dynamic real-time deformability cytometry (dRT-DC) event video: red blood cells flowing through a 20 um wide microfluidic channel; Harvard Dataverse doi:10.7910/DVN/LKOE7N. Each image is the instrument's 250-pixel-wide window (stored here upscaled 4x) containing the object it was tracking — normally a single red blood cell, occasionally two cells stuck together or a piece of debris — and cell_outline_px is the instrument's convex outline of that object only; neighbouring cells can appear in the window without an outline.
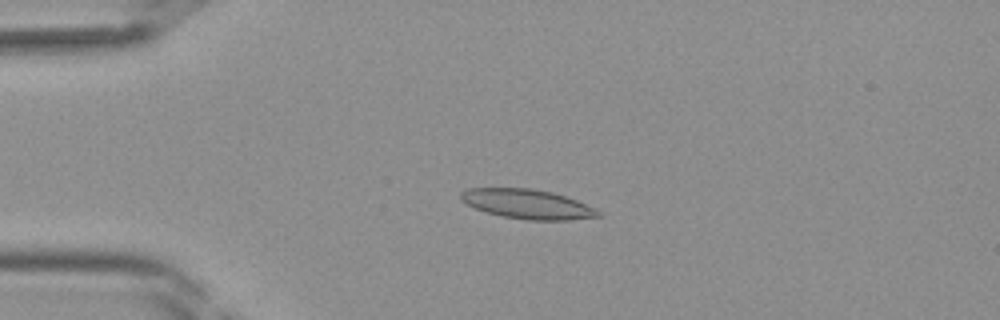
{"species": "Egyptian fruit bat (a non-hibernating species)", "species_latin": "Rousettus aegyptiacus", "temperature_condition": "room temperature", "stored_images_in_passage": 32, "camera_frame_rate_fps": 3000, "um_per_image_px": 0.085, "frame": {"image": 1, "passage_image": 1, "time_ms": 0.0, "image_size_px": [1000, 320], "cell_outline_px": [[604, 216], [568, 220], [528, 220], [500, 216], [476, 208], [460, 200], [460, 192], [468, 188], [528, 188], [552, 192], [576, 200], [596, 208]], "centroid_in_image_um": [44.85, 17.35], "position_along_channel_um": 40.2, "area_um2": 23.58}}
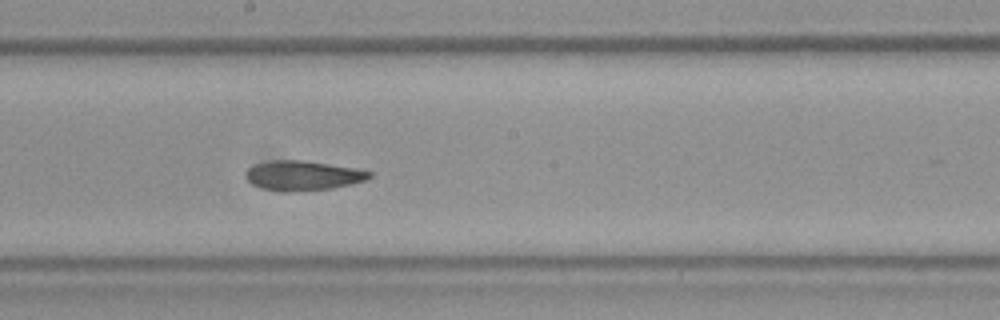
{"frame": {"image": 2, "passage_image": 14, "time_ms": 4.333, "image_size_px": [1000, 320], "cell_outline_px": [[372, 176], [368, 180], [352, 184], [332, 188], [292, 192], [284, 192], [260, 188], [252, 184], [244, 176], [244, 172], [248, 168], [256, 164], [272, 160], [300, 160], [356, 168], [372, 172]], "centroid_in_image_um": [25.73, 14.93], "position_along_channel_um": 222.5, "area_um2": 21.56}}
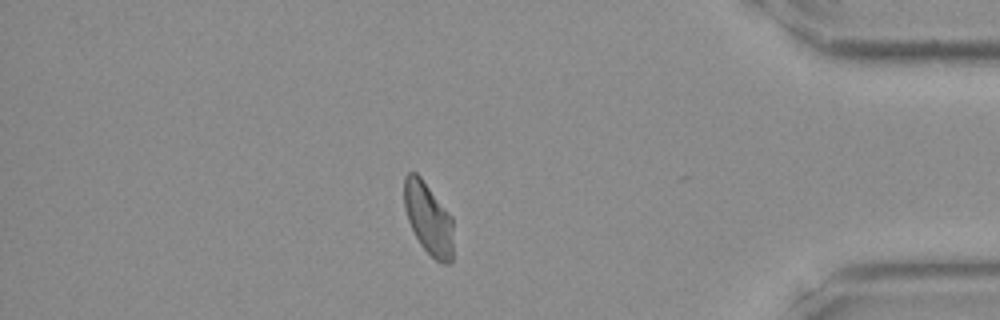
{"frame": {"image": 3, "passage_image": 27, "time_ms": 8.667, "image_size_px": [1000, 320], "cell_outline_px": [[452, 260], [448, 264], [444, 264], [436, 260], [420, 244], [408, 220], [404, 208], [404, 176], [408, 172], [416, 172], [420, 176], [452, 216]], "centroid_in_image_um": [36.4, 18.55], "position_along_channel_um": 398.8, "area_um2": 20.46}}